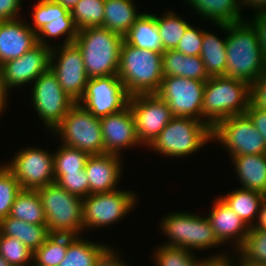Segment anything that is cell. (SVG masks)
<instances>
[{
  "label": "cell",
  "mask_w": 266,
  "mask_h": 266,
  "mask_svg": "<svg viewBox=\"0 0 266 266\" xmlns=\"http://www.w3.org/2000/svg\"><path fill=\"white\" fill-rule=\"evenodd\" d=\"M245 20L215 27L220 28L227 37L225 76L243 80L251 85L266 71V60L256 30L248 18Z\"/></svg>",
  "instance_id": "6da1fadb"
},
{
  "label": "cell",
  "mask_w": 266,
  "mask_h": 266,
  "mask_svg": "<svg viewBox=\"0 0 266 266\" xmlns=\"http://www.w3.org/2000/svg\"><path fill=\"white\" fill-rule=\"evenodd\" d=\"M250 98L247 82L227 76L210 77L205 82L201 121L213 129L221 120L245 114Z\"/></svg>",
  "instance_id": "7a4b0ae2"
},
{
  "label": "cell",
  "mask_w": 266,
  "mask_h": 266,
  "mask_svg": "<svg viewBox=\"0 0 266 266\" xmlns=\"http://www.w3.org/2000/svg\"><path fill=\"white\" fill-rule=\"evenodd\" d=\"M117 76L129 96L156 94L163 79L162 53L137 48L124 40Z\"/></svg>",
  "instance_id": "3957f363"
},
{
  "label": "cell",
  "mask_w": 266,
  "mask_h": 266,
  "mask_svg": "<svg viewBox=\"0 0 266 266\" xmlns=\"http://www.w3.org/2000/svg\"><path fill=\"white\" fill-rule=\"evenodd\" d=\"M124 37L104 27L78 30L73 42L81 51L89 78L117 75Z\"/></svg>",
  "instance_id": "277c9868"
},
{
  "label": "cell",
  "mask_w": 266,
  "mask_h": 266,
  "mask_svg": "<svg viewBox=\"0 0 266 266\" xmlns=\"http://www.w3.org/2000/svg\"><path fill=\"white\" fill-rule=\"evenodd\" d=\"M212 141V128L190 117H173L147 147L163 156L181 158L193 155Z\"/></svg>",
  "instance_id": "5b68a950"
},
{
  "label": "cell",
  "mask_w": 266,
  "mask_h": 266,
  "mask_svg": "<svg viewBox=\"0 0 266 266\" xmlns=\"http://www.w3.org/2000/svg\"><path fill=\"white\" fill-rule=\"evenodd\" d=\"M168 241L162 245L203 251L223 245L216 237L207 217L190 212H169L159 223Z\"/></svg>",
  "instance_id": "8992f818"
},
{
  "label": "cell",
  "mask_w": 266,
  "mask_h": 266,
  "mask_svg": "<svg viewBox=\"0 0 266 266\" xmlns=\"http://www.w3.org/2000/svg\"><path fill=\"white\" fill-rule=\"evenodd\" d=\"M37 192L50 234L81 236L84 233L82 198L70 194L56 182L37 189Z\"/></svg>",
  "instance_id": "52a82bcc"
},
{
  "label": "cell",
  "mask_w": 266,
  "mask_h": 266,
  "mask_svg": "<svg viewBox=\"0 0 266 266\" xmlns=\"http://www.w3.org/2000/svg\"><path fill=\"white\" fill-rule=\"evenodd\" d=\"M52 132L65 146L77 148L89 155L104 154L100 118L95 117L78 102L70 108Z\"/></svg>",
  "instance_id": "ba28073f"
},
{
  "label": "cell",
  "mask_w": 266,
  "mask_h": 266,
  "mask_svg": "<svg viewBox=\"0 0 266 266\" xmlns=\"http://www.w3.org/2000/svg\"><path fill=\"white\" fill-rule=\"evenodd\" d=\"M135 194L128 189H117L111 192L90 194L83 198V231L104 228L108 225L110 227L111 224L119 223L137 205L138 199Z\"/></svg>",
  "instance_id": "9c48e42d"
},
{
  "label": "cell",
  "mask_w": 266,
  "mask_h": 266,
  "mask_svg": "<svg viewBox=\"0 0 266 266\" xmlns=\"http://www.w3.org/2000/svg\"><path fill=\"white\" fill-rule=\"evenodd\" d=\"M30 94L31 105L50 133L76 103L64 92L50 68L32 83Z\"/></svg>",
  "instance_id": "30bf717a"
},
{
  "label": "cell",
  "mask_w": 266,
  "mask_h": 266,
  "mask_svg": "<svg viewBox=\"0 0 266 266\" xmlns=\"http://www.w3.org/2000/svg\"><path fill=\"white\" fill-rule=\"evenodd\" d=\"M212 141L217 142L232 156L266 153V144L246 114L221 120L212 129Z\"/></svg>",
  "instance_id": "8fae6325"
},
{
  "label": "cell",
  "mask_w": 266,
  "mask_h": 266,
  "mask_svg": "<svg viewBox=\"0 0 266 266\" xmlns=\"http://www.w3.org/2000/svg\"><path fill=\"white\" fill-rule=\"evenodd\" d=\"M15 176L21 190H37L55 183L53 153L34 146L17 151L4 164Z\"/></svg>",
  "instance_id": "7c38bea8"
},
{
  "label": "cell",
  "mask_w": 266,
  "mask_h": 266,
  "mask_svg": "<svg viewBox=\"0 0 266 266\" xmlns=\"http://www.w3.org/2000/svg\"><path fill=\"white\" fill-rule=\"evenodd\" d=\"M128 105L135 120L137 138L144 147H148L174 117L168 103L157 94L130 96Z\"/></svg>",
  "instance_id": "4fadbf2b"
},
{
  "label": "cell",
  "mask_w": 266,
  "mask_h": 266,
  "mask_svg": "<svg viewBox=\"0 0 266 266\" xmlns=\"http://www.w3.org/2000/svg\"><path fill=\"white\" fill-rule=\"evenodd\" d=\"M205 82L185 77H163L156 94L168 103L174 117L201 121Z\"/></svg>",
  "instance_id": "5bb4252c"
},
{
  "label": "cell",
  "mask_w": 266,
  "mask_h": 266,
  "mask_svg": "<svg viewBox=\"0 0 266 266\" xmlns=\"http://www.w3.org/2000/svg\"><path fill=\"white\" fill-rule=\"evenodd\" d=\"M53 45L50 69L57 76L64 92L75 102H79L89 80L81 51L74 43Z\"/></svg>",
  "instance_id": "9a60e30c"
},
{
  "label": "cell",
  "mask_w": 266,
  "mask_h": 266,
  "mask_svg": "<svg viewBox=\"0 0 266 266\" xmlns=\"http://www.w3.org/2000/svg\"><path fill=\"white\" fill-rule=\"evenodd\" d=\"M130 96L117 75L89 78L84 95L78 102L97 118L124 109Z\"/></svg>",
  "instance_id": "2e32d148"
},
{
  "label": "cell",
  "mask_w": 266,
  "mask_h": 266,
  "mask_svg": "<svg viewBox=\"0 0 266 266\" xmlns=\"http://www.w3.org/2000/svg\"><path fill=\"white\" fill-rule=\"evenodd\" d=\"M52 47L37 44L21 57L0 65V83L5 92L23 85L32 84L42 73L50 68Z\"/></svg>",
  "instance_id": "e0dca14e"
},
{
  "label": "cell",
  "mask_w": 266,
  "mask_h": 266,
  "mask_svg": "<svg viewBox=\"0 0 266 266\" xmlns=\"http://www.w3.org/2000/svg\"><path fill=\"white\" fill-rule=\"evenodd\" d=\"M100 123L104 141V154L122 156V149L124 151L127 148H133V146L142 147L137 138L135 120L129 105L116 113L100 118Z\"/></svg>",
  "instance_id": "ac0fdd59"
},
{
  "label": "cell",
  "mask_w": 266,
  "mask_h": 266,
  "mask_svg": "<svg viewBox=\"0 0 266 266\" xmlns=\"http://www.w3.org/2000/svg\"><path fill=\"white\" fill-rule=\"evenodd\" d=\"M123 159L117 154L90 155L85 164L89 181V195L117 190L122 171Z\"/></svg>",
  "instance_id": "d6986e66"
},
{
  "label": "cell",
  "mask_w": 266,
  "mask_h": 266,
  "mask_svg": "<svg viewBox=\"0 0 266 266\" xmlns=\"http://www.w3.org/2000/svg\"><path fill=\"white\" fill-rule=\"evenodd\" d=\"M213 204L207 218L217 239L223 245L231 242L232 249L237 251L244 244L250 228L220 196L213 201Z\"/></svg>",
  "instance_id": "ffe728a7"
},
{
  "label": "cell",
  "mask_w": 266,
  "mask_h": 266,
  "mask_svg": "<svg viewBox=\"0 0 266 266\" xmlns=\"http://www.w3.org/2000/svg\"><path fill=\"white\" fill-rule=\"evenodd\" d=\"M22 19L0 21V65L21 57L38 44L36 32Z\"/></svg>",
  "instance_id": "44dd1931"
},
{
  "label": "cell",
  "mask_w": 266,
  "mask_h": 266,
  "mask_svg": "<svg viewBox=\"0 0 266 266\" xmlns=\"http://www.w3.org/2000/svg\"><path fill=\"white\" fill-rule=\"evenodd\" d=\"M241 188L266 194V153L231 157Z\"/></svg>",
  "instance_id": "7402d4cb"
},
{
  "label": "cell",
  "mask_w": 266,
  "mask_h": 266,
  "mask_svg": "<svg viewBox=\"0 0 266 266\" xmlns=\"http://www.w3.org/2000/svg\"><path fill=\"white\" fill-rule=\"evenodd\" d=\"M199 17L214 25H229L244 20L238 0H185Z\"/></svg>",
  "instance_id": "603a6c76"
},
{
  "label": "cell",
  "mask_w": 266,
  "mask_h": 266,
  "mask_svg": "<svg viewBox=\"0 0 266 266\" xmlns=\"http://www.w3.org/2000/svg\"><path fill=\"white\" fill-rule=\"evenodd\" d=\"M162 74L163 77H185L199 81L210 78L200 56H187L175 49L162 53Z\"/></svg>",
  "instance_id": "cb8c5ba5"
},
{
  "label": "cell",
  "mask_w": 266,
  "mask_h": 266,
  "mask_svg": "<svg viewBox=\"0 0 266 266\" xmlns=\"http://www.w3.org/2000/svg\"><path fill=\"white\" fill-rule=\"evenodd\" d=\"M114 247L75 236L68 244L64 260L59 266H97Z\"/></svg>",
  "instance_id": "d4e9b609"
},
{
  "label": "cell",
  "mask_w": 266,
  "mask_h": 266,
  "mask_svg": "<svg viewBox=\"0 0 266 266\" xmlns=\"http://www.w3.org/2000/svg\"><path fill=\"white\" fill-rule=\"evenodd\" d=\"M137 8L134 0H105L103 27L124 37L143 14Z\"/></svg>",
  "instance_id": "484cf974"
},
{
  "label": "cell",
  "mask_w": 266,
  "mask_h": 266,
  "mask_svg": "<svg viewBox=\"0 0 266 266\" xmlns=\"http://www.w3.org/2000/svg\"><path fill=\"white\" fill-rule=\"evenodd\" d=\"M124 40L137 48L163 53L162 40L156 25V15L143 13L131 26Z\"/></svg>",
  "instance_id": "4316f807"
},
{
  "label": "cell",
  "mask_w": 266,
  "mask_h": 266,
  "mask_svg": "<svg viewBox=\"0 0 266 266\" xmlns=\"http://www.w3.org/2000/svg\"><path fill=\"white\" fill-rule=\"evenodd\" d=\"M220 197L249 228L255 226L264 194L239 187Z\"/></svg>",
  "instance_id": "83f0119b"
},
{
  "label": "cell",
  "mask_w": 266,
  "mask_h": 266,
  "mask_svg": "<svg viewBox=\"0 0 266 266\" xmlns=\"http://www.w3.org/2000/svg\"><path fill=\"white\" fill-rule=\"evenodd\" d=\"M0 234L17 238L32 252L40 248L50 235L46 225L29 224L10 216L0 220Z\"/></svg>",
  "instance_id": "f1b7e54d"
},
{
  "label": "cell",
  "mask_w": 266,
  "mask_h": 266,
  "mask_svg": "<svg viewBox=\"0 0 266 266\" xmlns=\"http://www.w3.org/2000/svg\"><path fill=\"white\" fill-rule=\"evenodd\" d=\"M211 33L204 31L200 57L204 62L205 71L209 77L225 76L226 74V39H223Z\"/></svg>",
  "instance_id": "f546056e"
},
{
  "label": "cell",
  "mask_w": 266,
  "mask_h": 266,
  "mask_svg": "<svg viewBox=\"0 0 266 266\" xmlns=\"http://www.w3.org/2000/svg\"><path fill=\"white\" fill-rule=\"evenodd\" d=\"M10 217L29 224L46 225V217L37 190H21L12 205Z\"/></svg>",
  "instance_id": "4dcf8cb0"
},
{
  "label": "cell",
  "mask_w": 266,
  "mask_h": 266,
  "mask_svg": "<svg viewBox=\"0 0 266 266\" xmlns=\"http://www.w3.org/2000/svg\"><path fill=\"white\" fill-rule=\"evenodd\" d=\"M73 235L50 234L43 245L33 252L32 266H59L64 260Z\"/></svg>",
  "instance_id": "1f68e13d"
},
{
  "label": "cell",
  "mask_w": 266,
  "mask_h": 266,
  "mask_svg": "<svg viewBox=\"0 0 266 266\" xmlns=\"http://www.w3.org/2000/svg\"><path fill=\"white\" fill-rule=\"evenodd\" d=\"M160 16H156V25L165 50H173L177 47L186 29L191 25L189 21L178 16V13L168 10Z\"/></svg>",
  "instance_id": "d6a6232c"
},
{
  "label": "cell",
  "mask_w": 266,
  "mask_h": 266,
  "mask_svg": "<svg viewBox=\"0 0 266 266\" xmlns=\"http://www.w3.org/2000/svg\"><path fill=\"white\" fill-rule=\"evenodd\" d=\"M105 0H81L70 11L78 30L103 27Z\"/></svg>",
  "instance_id": "836d02e7"
},
{
  "label": "cell",
  "mask_w": 266,
  "mask_h": 266,
  "mask_svg": "<svg viewBox=\"0 0 266 266\" xmlns=\"http://www.w3.org/2000/svg\"><path fill=\"white\" fill-rule=\"evenodd\" d=\"M153 255L155 266H200L205 259L197 258L194 252L181 247L159 245Z\"/></svg>",
  "instance_id": "e575fe53"
},
{
  "label": "cell",
  "mask_w": 266,
  "mask_h": 266,
  "mask_svg": "<svg viewBox=\"0 0 266 266\" xmlns=\"http://www.w3.org/2000/svg\"><path fill=\"white\" fill-rule=\"evenodd\" d=\"M37 40L39 44L54 47L49 43L51 38H59L60 36H66L63 42L57 45H68L75 41L78 34V29L75 26L73 19H55L49 20V23L45 24L40 30L36 32Z\"/></svg>",
  "instance_id": "d590c367"
},
{
  "label": "cell",
  "mask_w": 266,
  "mask_h": 266,
  "mask_svg": "<svg viewBox=\"0 0 266 266\" xmlns=\"http://www.w3.org/2000/svg\"><path fill=\"white\" fill-rule=\"evenodd\" d=\"M89 156L87 152L61 144L53 152L54 173L81 172Z\"/></svg>",
  "instance_id": "8d00e7d4"
},
{
  "label": "cell",
  "mask_w": 266,
  "mask_h": 266,
  "mask_svg": "<svg viewBox=\"0 0 266 266\" xmlns=\"http://www.w3.org/2000/svg\"><path fill=\"white\" fill-rule=\"evenodd\" d=\"M236 252L247 262L266 264V230L251 227Z\"/></svg>",
  "instance_id": "74e56055"
},
{
  "label": "cell",
  "mask_w": 266,
  "mask_h": 266,
  "mask_svg": "<svg viewBox=\"0 0 266 266\" xmlns=\"http://www.w3.org/2000/svg\"><path fill=\"white\" fill-rule=\"evenodd\" d=\"M33 6L31 12L33 23L28 22V24L35 32L49 23V20L73 19L70 11L54 0H37Z\"/></svg>",
  "instance_id": "f35d334b"
},
{
  "label": "cell",
  "mask_w": 266,
  "mask_h": 266,
  "mask_svg": "<svg viewBox=\"0 0 266 266\" xmlns=\"http://www.w3.org/2000/svg\"><path fill=\"white\" fill-rule=\"evenodd\" d=\"M0 255L10 266L33 265V252L17 238L0 234Z\"/></svg>",
  "instance_id": "ab89813d"
},
{
  "label": "cell",
  "mask_w": 266,
  "mask_h": 266,
  "mask_svg": "<svg viewBox=\"0 0 266 266\" xmlns=\"http://www.w3.org/2000/svg\"><path fill=\"white\" fill-rule=\"evenodd\" d=\"M21 191L14 174L4 165H0V220L9 216L17 194Z\"/></svg>",
  "instance_id": "60d3db41"
},
{
  "label": "cell",
  "mask_w": 266,
  "mask_h": 266,
  "mask_svg": "<svg viewBox=\"0 0 266 266\" xmlns=\"http://www.w3.org/2000/svg\"><path fill=\"white\" fill-rule=\"evenodd\" d=\"M55 182L70 194L80 198L89 196V181L85 169L81 172L54 173Z\"/></svg>",
  "instance_id": "b9f144b4"
},
{
  "label": "cell",
  "mask_w": 266,
  "mask_h": 266,
  "mask_svg": "<svg viewBox=\"0 0 266 266\" xmlns=\"http://www.w3.org/2000/svg\"><path fill=\"white\" fill-rule=\"evenodd\" d=\"M203 38L204 29L190 25L175 50L187 56H200Z\"/></svg>",
  "instance_id": "7bdbcfd3"
},
{
  "label": "cell",
  "mask_w": 266,
  "mask_h": 266,
  "mask_svg": "<svg viewBox=\"0 0 266 266\" xmlns=\"http://www.w3.org/2000/svg\"><path fill=\"white\" fill-rule=\"evenodd\" d=\"M250 102L257 108L266 111V71L250 85Z\"/></svg>",
  "instance_id": "ee69618b"
},
{
  "label": "cell",
  "mask_w": 266,
  "mask_h": 266,
  "mask_svg": "<svg viewBox=\"0 0 266 266\" xmlns=\"http://www.w3.org/2000/svg\"><path fill=\"white\" fill-rule=\"evenodd\" d=\"M23 0H0V21H11L21 18L20 10Z\"/></svg>",
  "instance_id": "f6af8a7d"
},
{
  "label": "cell",
  "mask_w": 266,
  "mask_h": 266,
  "mask_svg": "<svg viewBox=\"0 0 266 266\" xmlns=\"http://www.w3.org/2000/svg\"><path fill=\"white\" fill-rule=\"evenodd\" d=\"M245 114L249 117L258 132L262 135L266 144V111L255 107L250 102Z\"/></svg>",
  "instance_id": "bcb514c9"
},
{
  "label": "cell",
  "mask_w": 266,
  "mask_h": 266,
  "mask_svg": "<svg viewBox=\"0 0 266 266\" xmlns=\"http://www.w3.org/2000/svg\"><path fill=\"white\" fill-rule=\"evenodd\" d=\"M250 20H248L256 30L259 45L263 52L264 59L266 60V12L253 14Z\"/></svg>",
  "instance_id": "7dc6e473"
},
{
  "label": "cell",
  "mask_w": 266,
  "mask_h": 266,
  "mask_svg": "<svg viewBox=\"0 0 266 266\" xmlns=\"http://www.w3.org/2000/svg\"><path fill=\"white\" fill-rule=\"evenodd\" d=\"M234 255L231 257L230 254H227V252H224L221 254V252L218 254L210 255L209 257H206L200 264V266H237V263H235V258H233Z\"/></svg>",
  "instance_id": "c3c4849f"
},
{
  "label": "cell",
  "mask_w": 266,
  "mask_h": 266,
  "mask_svg": "<svg viewBox=\"0 0 266 266\" xmlns=\"http://www.w3.org/2000/svg\"><path fill=\"white\" fill-rule=\"evenodd\" d=\"M115 249L116 248H113L97 266H129L128 263L124 262L122 257L119 256V251Z\"/></svg>",
  "instance_id": "681fc988"
},
{
  "label": "cell",
  "mask_w": 266,
  "mask_h": 266,
  "mask_svg": "<svg viewBox=\"0 0 266 266\" xmlns=\"http://www.w3.org/2000/svg\"><path fill=\"white\" fill-rule=\"evenodd\" d=\"M241 9L245 7L253 10V14L266 12V0H238Z\"/></svg>",
  "instance_id": "f907efd6"
},
{
  "label": "cell",
  "mask_w": 266,
  "mask_h": 266,
  "mask_svg": "<svg viewBox=\"0 0 266 266\" xmlns=\"http://www.w3.org/2000/svg\"><path fill=\"white\" fill-rule=\"evenodd\" d=\"M257 229L266 230V194L262 199L258 220L254 226Z\"/></svg>",
  "instance_id": "816d5d0a"
},
{
  "label": "cell",
  "mask_w": 266,
  "mask_h": 266,
  "mask_svg": "<svg viewBox=\"0 0 266 266\" xmlns=\"http://www.w3.org/2000/svg\"><path fill=\"white\" fill-rule=\"evenodd\" d=\"M9 95L5 92L3 85L0 83V117L9 103ZM8 100V101H7ZM7 102V103H6Z\"/></svg>",
  "instance_id": "f5cc1de1"
},
{
  "label": "cell",
  "mask_w": 266,
  "mask_h": 266,
  "mask_svg": "<svg viewBox=\"0 0 266 266\" xmlns=\"http://www.w3.org/2000/svg\"><path fill=\"white\" fill-rule=\"evenodd\" d=\"M56 3L62 5L64 8L68 9L69 11L79 3L81 0H54Z\"/></svg>",
  "instance_id": "db71d44e"
},
{
  "label": "cell",
  "mask_w": 266,
  "mask_h": 266,
  "mask_svg": "<svg viewBox=\"0 0 266 266\" xmlns=\"http://www.w3.org/2000/svg\"><path fill=\"white\" fill-rule=\"evenodd\" d=\"M236 255H237V258L235 257V259H236L237 266H266V264H256V263L247 262L237 252L234 256Z\"/></svg>",
  "instance_id": "11a10c76"
},
{
  "label": "cell",
  "mask_w": 266,
  "mask_h": 266,
  "mask_svg": "<svg viewBox=\"0 0 266 266\" xmlns=\"http://www.w3.org/2000/svg\"><path fill=\"white\" fill-rule=\"evenodd\" d=\"M0 266H10L4 259L3 257L0 255Z\"/></svg>",
  "instance_id": "9f6ffc18"
}]
</instances>
